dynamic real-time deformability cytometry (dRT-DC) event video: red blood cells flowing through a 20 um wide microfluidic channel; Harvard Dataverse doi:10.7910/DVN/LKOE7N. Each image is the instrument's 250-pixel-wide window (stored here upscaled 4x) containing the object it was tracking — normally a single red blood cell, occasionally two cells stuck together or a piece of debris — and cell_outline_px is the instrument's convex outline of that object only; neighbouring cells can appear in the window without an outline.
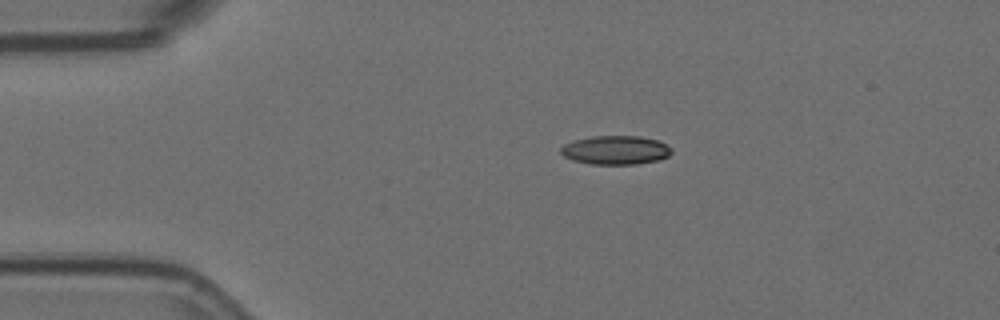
{"species": "Egyptian fruit bat (a non-hibernating species)", "species_latin": "Rousettus aegyptiacus", "temperature_condition": "room temperature", "stored_images_in_passage": 4, "camera_frame_rate_fps": 3000, "um_per_image_px": 0.085, "animal": {"sex": "female"}, "frame": {"image": 1, "passage_image": 3, "time_ms": 0.667, "image_size_px": [1000, 320], "cell_outline_px": [[672, 152], [668, 156], [660, 160], [636, 164], [592, 164], [572, 160], [564, 156], [560, 152], [560, 148], [564, 144], [572, 140], [592, 136], [640, 136], [656, 140], [672, 148]], "centroid_in_image_um": [52.3, 12.76], "position_along_channel_um": 32.7, "area_um2": 18.67}}